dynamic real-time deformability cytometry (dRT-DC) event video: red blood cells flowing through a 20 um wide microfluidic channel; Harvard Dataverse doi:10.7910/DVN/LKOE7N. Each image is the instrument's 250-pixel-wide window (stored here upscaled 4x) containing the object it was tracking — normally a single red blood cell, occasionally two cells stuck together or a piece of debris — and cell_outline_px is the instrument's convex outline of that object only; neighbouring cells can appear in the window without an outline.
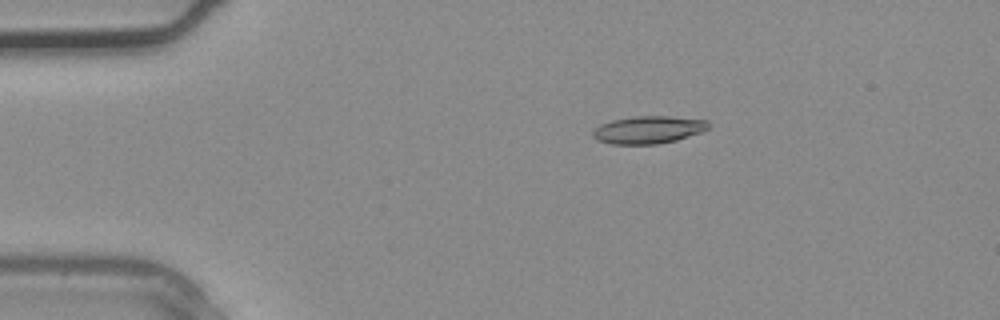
{"species": "common noctule bat (a hibernating species)", "species_latin": "Nyctalus noctula", "temperature_condition": "warm", "stored_images_in_passage": 4, "camera_frame_rate_fps": 3000, "um_per_image_px": 0.085, "animal": {"sex": "male", "body_mass_g": 20.4}, "frame": {"image": 1, "passage_image": 2, "time_ms": 0.333, "image_size_px": [1000, 320], "cell_outline_px": [[708, 128], [700, 132], [676, 140], [656, 144], [612, 144], [596, 140], [592, 136], [592, 132], [600, 124], [612, 120], [636, 116], [668, 116], [708, 120]], "centroid_in_image_um": [55.07, 11.03], "position_along_channel_um": 29.9, "area_um2": 18.44}}